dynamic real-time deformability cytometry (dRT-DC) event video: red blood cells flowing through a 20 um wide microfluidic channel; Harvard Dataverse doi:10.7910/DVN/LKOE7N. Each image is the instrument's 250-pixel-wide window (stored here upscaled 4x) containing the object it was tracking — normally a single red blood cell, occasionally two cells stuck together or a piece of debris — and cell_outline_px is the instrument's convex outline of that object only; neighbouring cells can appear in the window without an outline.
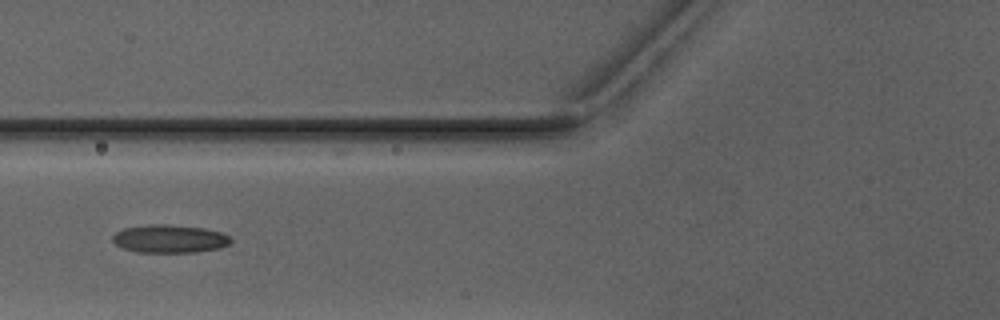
{"species": "Egyptian fruit bat (a non-hibernating species)", "species_latin": "Rousettus aegyptiacus", "temperature_condition": "warm", "stored_images_in_passage": 6, "camera_frame_rate_fps": 3000, "um_per_image_px": 0.085, "animal": {"sex": "male"}, "frame": {"image": 1, "passage_image": 6, "time_ms": 6.0, "image_size_px": [1000, 320], "cell_outline_px": [[232, 240], [228, 244], [220, 248], [196, 252], [136, 252], [124, 248], [116, 244], [112, 240], [112, 236], [116, 232], [124, 228], [148, 224], [168, 224], [204, 228], [220, 232], [228, 236]], "centroid_in_image_um": [14.4, 20.29], "position_along_channel_um": 111.4, "area_um2": 19.31}}